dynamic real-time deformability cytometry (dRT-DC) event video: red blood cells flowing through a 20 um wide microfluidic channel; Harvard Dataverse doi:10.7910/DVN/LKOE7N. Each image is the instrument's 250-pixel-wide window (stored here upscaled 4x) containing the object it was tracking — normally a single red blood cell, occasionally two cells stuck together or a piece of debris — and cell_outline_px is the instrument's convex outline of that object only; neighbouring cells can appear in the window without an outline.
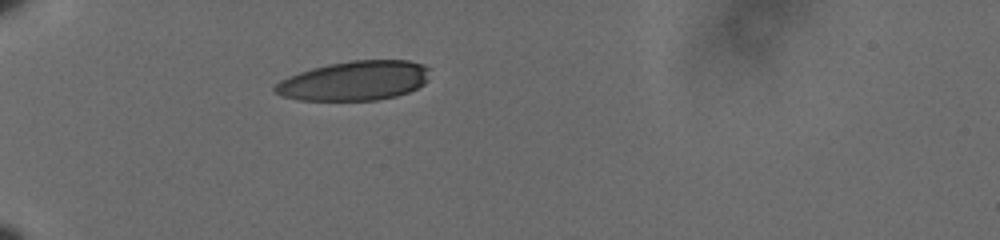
{"species": "human", "species_latin": "Homo sapiens", "temperature_condition": "cold", "stored_images_in_passage": 39, "camera_frame_rate_fps": 3000, "um_per_image_px": 0.085, "donor": {"sex": "male"}, "frame": {"image": 1, "passage_image": 1, "time_ms": 0.0, "image_size_px": [1000, 240], "cell_outline_px": [[432, 68], [428, 80], [424, 84], [408, 92], [396, 96], [376, 100], [300, 100], [284, 96], [276, 92], [272, 88], [280, 80], [300, 72], [312, 68], [328, 64], [352, 60], [408, 60], [424, 64]], "centroid_in_image_um": [30.19, 6.85], "position_along_channel_um": 54.8, "area_um2": 35.72}}
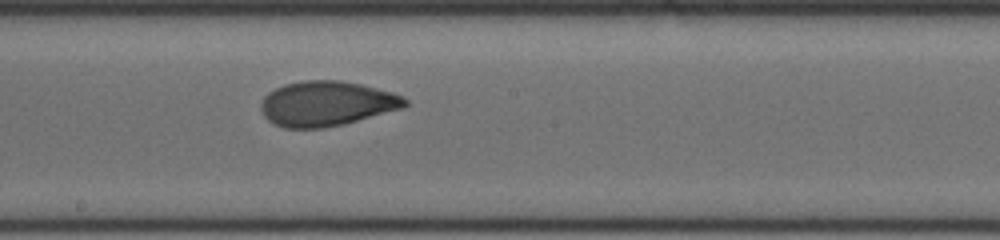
{"frame": {"image": 2, "passage_image": 17, "time_ms": 5.333, "image_size_px": [1000, 240], "cell_outline_px": [[408, 104], [404, 108], [344, 124], [324, 128], [284, 128], [268, 120], [264, 116], [260, 108], [260, 104], [264, 96], [268, 92], [284, 84], [304, 80], [340, 80], [360, 84], [392, 92], [404, 96], [408, 100]], "centroid_in_image_um": [27.77, 8.81], "position_along_channel_um": 220.4, "area_um2": 37.92}}
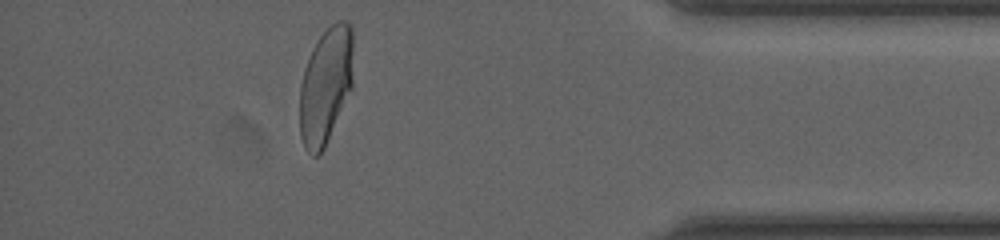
{"frame": {"image": 3, "passage_image": 34, "time_ms": 11.0, "image_size_px": [1000, 240], "cell_outline_px": [[352, 88], [324, 148], [316, 156], [312, 156], [304, 148], [300, 136], [300, 84], [304, 68], [312, 48], [320, 36], [336, 20], [344, 20], [352, 28]], "centroid_in_image_um": [27.67, 7.28], "position_along_channel_um": 407.5, "area_um2": 36.3}, "authors_computed_cell_mechanics": {"area_um2": 37.281, "velocity_mm_per_s": 3.6128, "shape_relaxation_time_tau1_ms": 8.982, "shape_relaxation_time_tau2_ms": 1.1904, "deformation_change_tau1": 0.2539, "deformation_change_tau2": 0.0574}}